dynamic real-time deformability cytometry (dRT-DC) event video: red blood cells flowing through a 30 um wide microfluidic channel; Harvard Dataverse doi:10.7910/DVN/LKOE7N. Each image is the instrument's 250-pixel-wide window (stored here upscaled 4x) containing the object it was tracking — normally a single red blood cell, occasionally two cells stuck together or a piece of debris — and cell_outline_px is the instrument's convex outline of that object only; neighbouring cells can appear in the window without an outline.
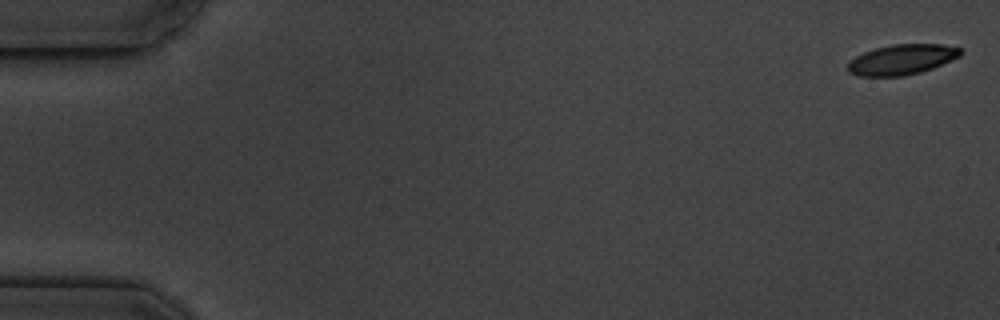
{"species": "common noctule bat (a hibernating species)", "species_latin": "Nyctalus noctula", "temperature_condition": "cold", "stored_images_in_passage": 5, "camera_frame_rate_fps": 3000, "um_per_image_px": 0.085, "animal": {"sex": "male", "body_mass_g": 19.5, "forearm_length_mm": 54.6}, "frame": {"image": 1, "passage_image": 1, "time_ms": 0.0, "image_size_px": [1000, 320], "cell_outline_px": [[964, 52], [960, 56], [932, 68], [920, 72], [904, 76], [856, 76], [848, 72], [848, 60], [864, 52], [876, 48], [892, 44], [944, 44], [960, 48]], "centroid_in_image_um": [76.64, 5.06], "position_along_channel_um": 8.4, "area_um2": 19.94}}
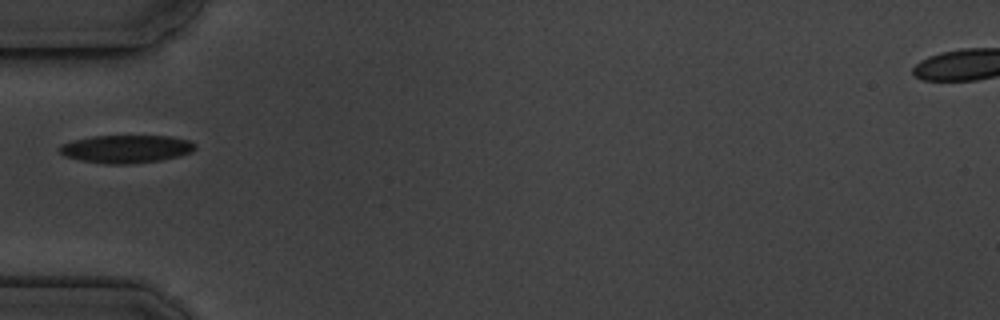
{"frame": {"image": 2, "passage_image": 5, "time_ms": 6.0, "image_size_px": [1000, 320], "cell_outline_px": [[196, 148], [192, 152], [180, 156], [160, 160], [128, 164], [108, 164], [84, 160], [64, 156], [60, 152], [60, 144], [92, 136], [172, 136], [188, 140], [196, 144]], "centroid_in_image_um": [10.77, 12.65], "position_along_channel_um": 74.2, "area_um2": 21.91}}